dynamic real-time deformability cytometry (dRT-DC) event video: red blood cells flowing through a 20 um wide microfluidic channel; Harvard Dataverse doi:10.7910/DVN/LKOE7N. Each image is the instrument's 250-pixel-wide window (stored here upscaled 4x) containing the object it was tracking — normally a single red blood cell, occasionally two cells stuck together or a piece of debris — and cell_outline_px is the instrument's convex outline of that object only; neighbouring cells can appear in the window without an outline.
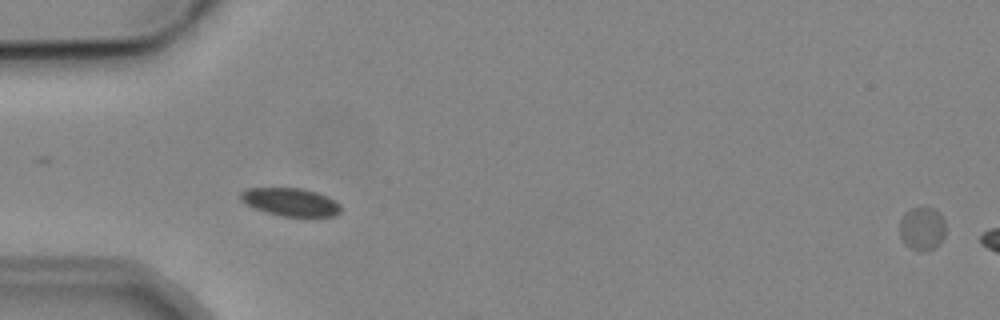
{"species": "common noctule bat (a hibernating species)", "species_latin": "Nyctalus noctula", "temperature_condition": "cold", "stored_images_in_passage": 3, "segment_of_instrument_passage": [2, 2], "camera_frame_rate_fps": 3000, "um_per_image_px": 0.085, "animal": {"sex": "male", "body_mass_g": 19.2, "forearm_length_mm": 51.8}, "frame": {"image": 1, "passage_image": 3, "time_ms": 2.333, "image_size_px": [1000, 320], "cell_outline_px": [[944, 236], [940, 244], [936, 248], [924, 252], [920, 252], [904, 244], [900, 236], [900, 224], [904, 212], [912, 208], [932, 208], [940, 212], [944, 220]], "centroid_in_image_um": [78.39, 19.45], "position_along_channel_um": 6.6, "area_um2": 11.73}}